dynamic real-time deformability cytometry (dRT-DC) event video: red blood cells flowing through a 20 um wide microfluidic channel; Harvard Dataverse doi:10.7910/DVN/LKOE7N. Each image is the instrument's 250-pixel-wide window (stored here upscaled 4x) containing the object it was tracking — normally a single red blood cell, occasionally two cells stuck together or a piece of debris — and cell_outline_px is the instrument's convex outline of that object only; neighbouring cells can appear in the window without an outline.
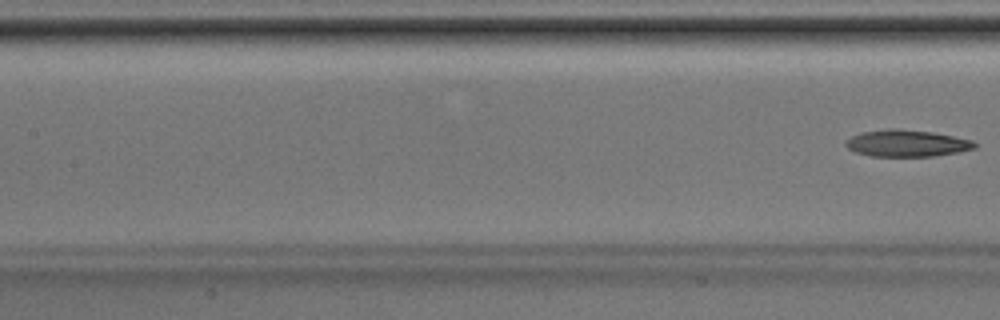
{"species": "Egyptian fruit bat (a non-hibernating species)", "species_latin": "Rousettus aegyptiacus", "temperature_condition": "room temperature", "stored_images_in_passage": 6, "segment_of_instrument_passage": [2, 2], "camera_frame_rate_fps": 3000, "um_per_image_px": 0.085, "animal": {"sex": "male"}, "frame": {"image": 1, "passage_image": 6, "time_ms": 1.667, "image_size_px": [1000, 320], "cell_outline_px": [[976, 148], [936, 156], [872, 156], [856, 152], [848, 148], [844, 144], [852, 136], [864, 132], [888, 128], [896, 128], [932, 132], [972, 140], [976, 144]], "centroid_in_image_um": [77.08, 12.18], "position_along_channel_um": 130.3, "area_um2": 19.88}}